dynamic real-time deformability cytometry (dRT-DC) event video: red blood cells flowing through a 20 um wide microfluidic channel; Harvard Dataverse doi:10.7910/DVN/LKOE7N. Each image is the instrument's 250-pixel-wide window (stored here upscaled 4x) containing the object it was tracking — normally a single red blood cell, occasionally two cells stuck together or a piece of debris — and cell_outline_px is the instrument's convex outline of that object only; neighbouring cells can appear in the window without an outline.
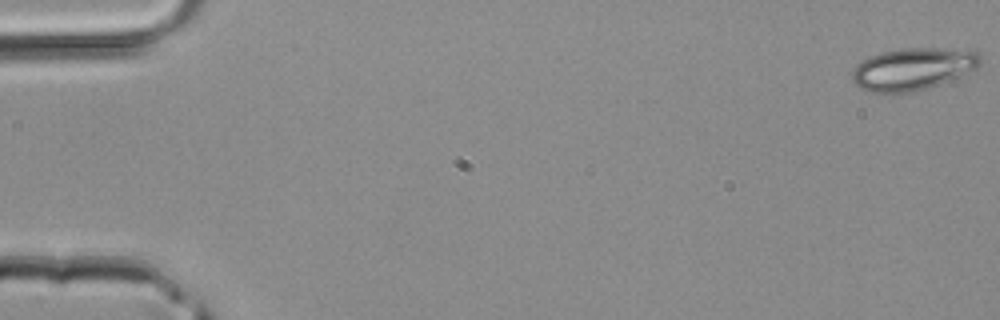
{"species": "common noctule bat (a hibernating species)", "species_latin": "Nyctalus noctula", "temperature_condition": "room temperature", "stored_images_in_passage": 7, "camera_frame_rate_fps": 3000, "um_per_image_px": 0.085, "animal": {"sex": "male", "body_mass_g": 20.4}, "frame": {"image": 1, "passage_image": 1, "time_ms": 0.0, "image_size_px": [1000, 320], "cell_outline_px": [[980, 64], [976, 68], [964, 76], [916, 92], [868, 92], [860, 88], [852, 80], [852, 68], [856, 64], [872, 56], [884, 52], [904, 48], [932, 48], [980, 52]], "centroid_in_image_um": [77.6, 5.88], "position_along_channel_um": 7.4, "area_um2": 31.44}}